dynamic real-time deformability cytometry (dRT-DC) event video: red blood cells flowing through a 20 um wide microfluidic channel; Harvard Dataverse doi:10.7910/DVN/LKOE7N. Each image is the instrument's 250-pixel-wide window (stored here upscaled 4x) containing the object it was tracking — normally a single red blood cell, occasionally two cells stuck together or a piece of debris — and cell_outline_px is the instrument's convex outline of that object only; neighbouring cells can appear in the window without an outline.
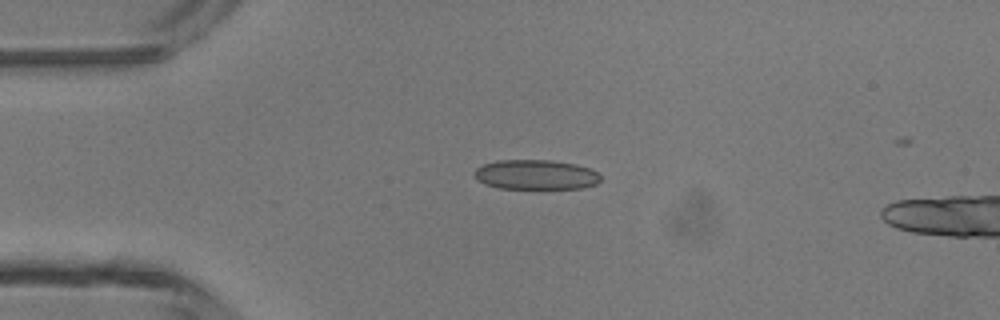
{"species": "common noctule bat (a hibernating species)", "species_latin": "Nyctalus noctula", "temperature_condition": "room temperature", "stored_images_in_passage": 14, "camera_frame_rate_fps": 3000, "um_per_image_px": 0.085, "animal": {"sex": "male", "body_mass_g": 13.3}, "frame": {"image": 1, "passage_image": 10, "time_ms": 3.0, "image_size_px": [1000, 320], "cell_outline_px": [[600, 180], [596, 184], [580, 188], [500, 188], [484, 184], [476, 180], [476, 168], [484, 164], [496, 160], [552, 160], [576, 164], [588, 168], [596, 172], [600, 176]], "centroid_in_image_um": [45.53, 14.84], "position_along_channel_um": 39.5, "area_um2": 21.73}}